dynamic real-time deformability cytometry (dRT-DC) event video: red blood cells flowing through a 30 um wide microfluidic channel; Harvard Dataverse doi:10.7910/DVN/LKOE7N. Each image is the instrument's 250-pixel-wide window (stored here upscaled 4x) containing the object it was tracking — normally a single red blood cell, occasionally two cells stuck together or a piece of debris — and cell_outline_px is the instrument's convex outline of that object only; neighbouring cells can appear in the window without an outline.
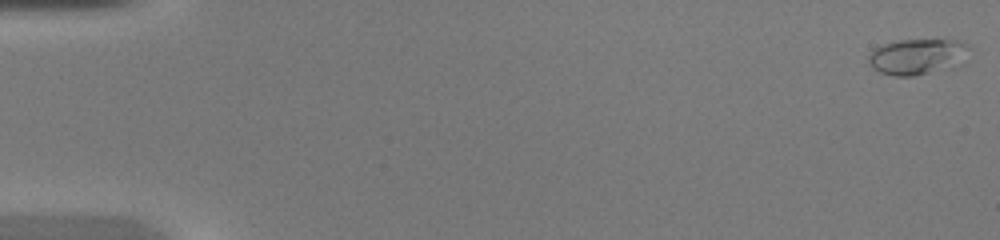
{"species": "common noctule bat (a hibernating species)", "species_latin": "Nyctalus noctula", "temperature_condition": "warm", "stored_images_in_passage": 48, "camera_frame_rate_fps": 3000, "um_per_image_px": 0.085, "animal": {"sex": "female", "body_mass_g": 20.0, "forearm_length_mm": 54.0}, "frame": {"image": 1, "passage_image": 1, "time_ms": 0.0, "image_size_px": [1000, 240], "cell_outline_px": [[968, 48], [928, 72], [912, 76], [896, 76], [880, 72], [872, 68], [868, 60], [868, 56], [876, 48], [884, 44], [900, 40], [956, 40], [968, 44]], "centroid_in_image_um": [77.67, 4.77], "position_along_channel_um": 7.3, "area_um2": 18.79}}
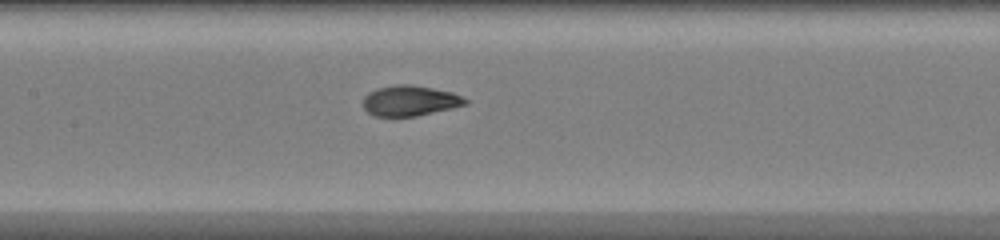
{"frame": {"image": 2, "passage_image": 24, "time_ms": 7.667, "image_size_px": [1000, 240], "cell_outline_px": [[468, 104], [452, 108], [416, 116], [372, 116], [364, 108], [364, 96], [368, 92], [376, 88], [396, 84], [412, 84], [452, 92], [468, 100]], "centroid_in_image_um": [34.83, 8.55], "position_along_channel_um": 172.6, "area_um2": 18.15}}
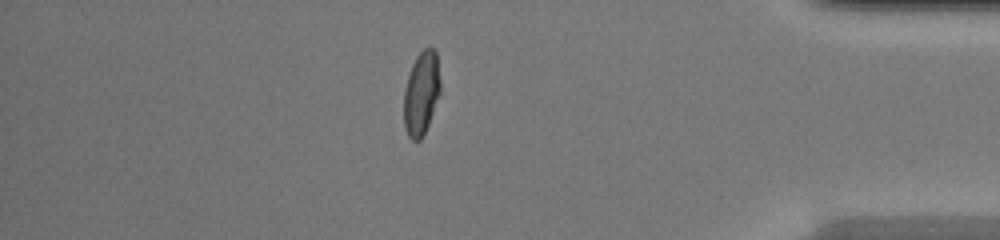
{"frame": {"image": 3, "passage_image": 42, "time_ms": 13.667, "image_size_px": [1000, 240], "cell_outline_px": [[440, 92], [428, 124], [420, 140], [412, 140], [408, 136], [404, 128], [404, 92], [408, 76], [412, 64], [416, 56], [424, 48], [432, 48], [436, 52], [440, 80]], "centroid_in_image_um": [35.8, 7.92], "position_along_channel_um": 399.4, "area_um2": 17.57}, "authors_computed_cell_mechanics": {"area_um2": 18.1203, "velocity_mm_per_s": 4.329, "shape_relaxation_time_tau1_ms": 5.1015, "shape_relaxation_time_tau2_ms": null, "deformation_change_tau1": 0.2366, "deformation_change_tau2": null}}